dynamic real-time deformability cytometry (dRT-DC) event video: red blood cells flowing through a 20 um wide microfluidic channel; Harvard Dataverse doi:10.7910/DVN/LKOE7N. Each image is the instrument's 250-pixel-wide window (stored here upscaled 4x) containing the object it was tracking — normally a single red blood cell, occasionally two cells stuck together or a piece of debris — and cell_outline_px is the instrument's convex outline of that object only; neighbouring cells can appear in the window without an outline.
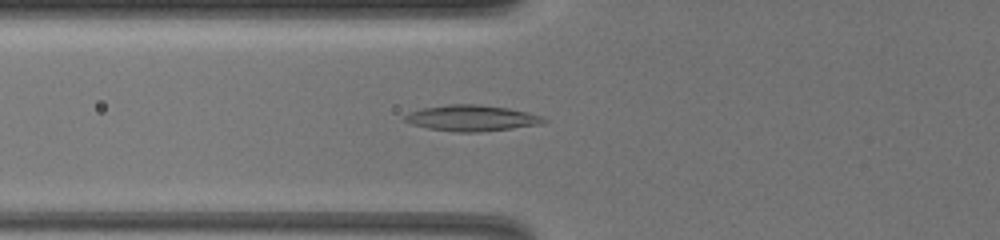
{"species": "common noctule bat (a hibernating species)", "species_latin": "Nyctalus noctula", "temperature_condition": "warm", "stored_images_in_passage": 61, "camera_frame_rate_fps": 3000, "um_per_image_px": 0.085, "animal": {"sex": "female", "body_mass_g": 19.5, "forearm_length_mm": 54.1}, "frame": {"image": 1, "passage_image": 22, "time_ms": 7.0, "image_size_px": [1000, 240], "cell_outline_px": [[548, 120], [540, 124], [512, 128], [480, 132], [456, 132], [428, 128], [412, 124], [404, 120], [404, 116], [408, 112], [424, 108], [448, 104], [480, 104], [508, 108], [544, 116]], "centroid_in_image_um": [40.1, 10.03], "position_along_channel_um": 85.7, "area_um2": 20.98}}
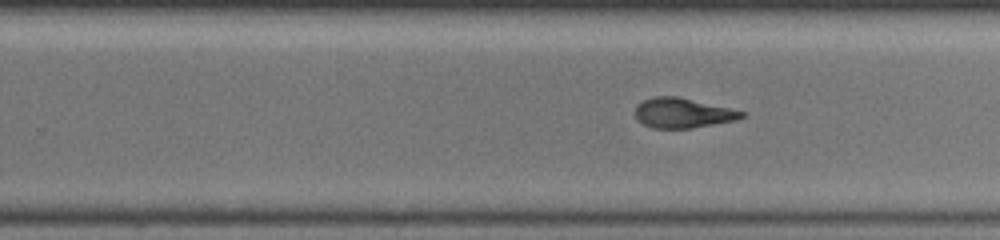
{"frame": {"image": 2, "passage_image": 39, "time_ms": 12.667, "image_size_px": [1000, 240], "cell_outline_px": [[744, 116], [736, 120], [692, 128], [652, 128], [644, 124], [636, 116], [636, 104], [644, 100], [656, 96], [676, 96], [728, 108], [744, 112]], "centroid_in_image_um": [58.01, 9.61], "position_along_channel_um": 271.8, "area_um2": 18.15}}
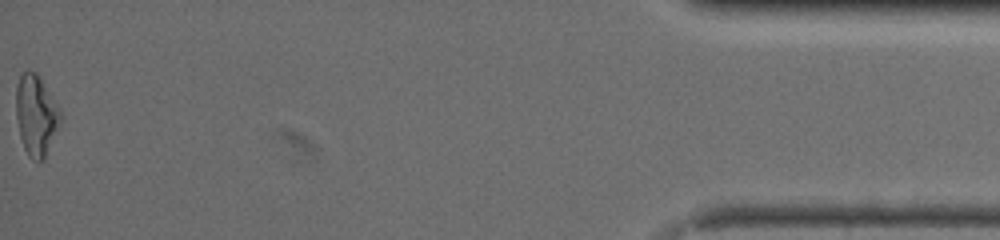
{"frame": {"image": 3, "passage_image": 61, "time_ms": 20.0, "image_size_px": [1000, 240], "cell_outline_px": [[60, 120], [44, 160], [36, 164], [28, 156], [24, 148], [20, 136], [16, 116], [16, 84], [20, 76], [28, 68], [36, 72], [40, 76], [60, 112]], "centroid_in_image_um": [3.03, 9.8], "position_along_channel_um": 432.2, "area_um2": 20.69}, "authors_computed_cell_mechanics": {"area_um2": 19.1318, "velocity_mm_per_s": 3.2846, "shape_relaxation_time_tau1_ms": null, "shape_relaxation_time_tau2_ms": 2.6563, "deformation_change_tau1": null, "deformation_change_tau2": 0.1046}}